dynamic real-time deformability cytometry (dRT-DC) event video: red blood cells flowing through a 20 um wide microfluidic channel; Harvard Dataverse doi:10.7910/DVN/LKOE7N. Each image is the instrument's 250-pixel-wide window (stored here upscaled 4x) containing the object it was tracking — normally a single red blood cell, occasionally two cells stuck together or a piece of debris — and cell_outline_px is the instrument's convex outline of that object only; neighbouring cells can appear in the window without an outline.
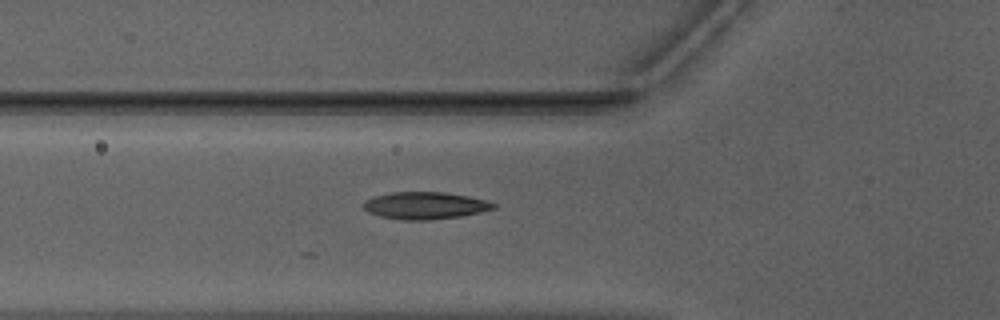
{"species": "Egyptian fruit bat (a non-hibernating species)", "species_latin": "Rousettus aegyptiacus", "temperature_condition": "warm", "stored_images_in_passage": 22, "camera_frame_rate_fps": 3000, "um_per_image_px": 0.085, "animal": {"sex": "male"}, "frame": {"image": 1, "passage_image": 2, "time_ms": 0.333, "image_size_px": [1000, 320], "cell_outline_px": [[496, 208], [480, 212], [460, 216], [428, 220], [400, 220], [380, 216], [368, 212], [360, 204], [364, 200], [372, 196], [392, 192], [444, 192], [468, 196], [488, 200], [496, 204]], "centroid_in_image_um": [36.09, 17.46], "position_along_channel_um": 89.7, "area_um2": 20.81}}
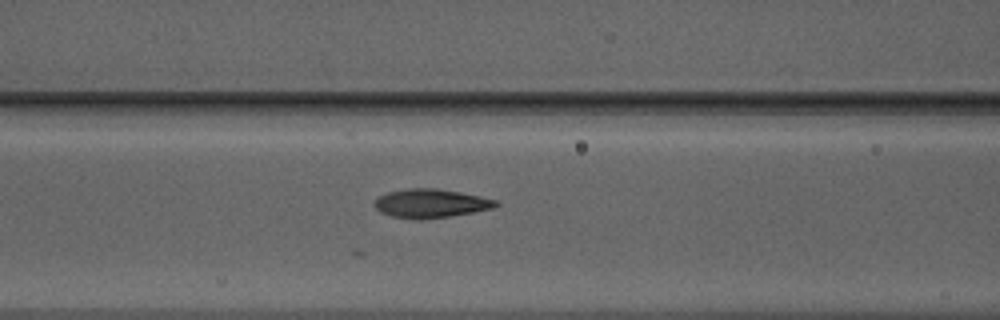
{"frame": {"image": 2, "passage_image": 5, "time_ms": 1.333, "image_size_px": [1000, 320], "cell_outline_px": [[500, 204], [492, 208], [472, 212], [448, 216], [420, 220], [416, 220], [388, 216], [380, 212], [376, 208], [376, 200], [380, 196], [388, 192], [408, 188], [436, 188], [460, 192], [480, 196], [496, 200]], "centroid_in_image_um": [36.6, 17.29], "position_along_channel_um": 130.0, "area_um2": 20.23}}